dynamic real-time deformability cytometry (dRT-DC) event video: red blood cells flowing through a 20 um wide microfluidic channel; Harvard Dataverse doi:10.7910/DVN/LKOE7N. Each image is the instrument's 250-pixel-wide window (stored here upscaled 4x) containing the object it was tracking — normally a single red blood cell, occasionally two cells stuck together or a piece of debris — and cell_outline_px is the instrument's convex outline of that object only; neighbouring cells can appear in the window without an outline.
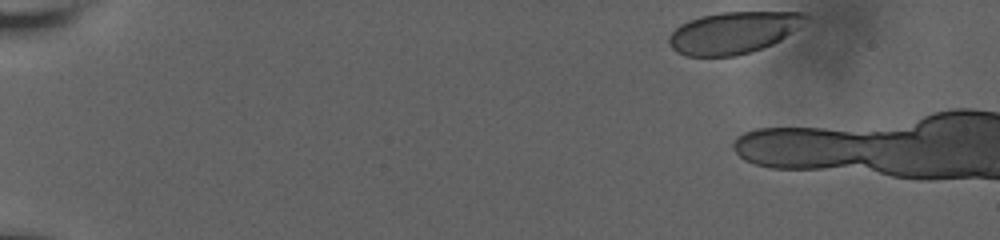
{"species": "human", "species_latin": "Homo sapiens", "temperature_condition": "room temperature", "stored_images_in_passage": 4, "camera_frame_rate_fps": 3000, "um_per_image_px": 0.085, "donor": {"sex": "male"}, "frame": {"image": 1, "passage_image": 1, "time_ms": 0.0, "image_size_px": [1000, 240], "cell_outline_px": [[812, 20], [780, 40], [772, 44], [752, 52], [736, 56], [684, 56], [676, 52], [668, 44], [668, 36], [680, 24], [688, 20], [700, 16], [720, 12], [804, 12]], "centroid_in_image_um": [62.36, 2.77], "position_along_channel_um": 22.6, "area_um2": 33.81}}